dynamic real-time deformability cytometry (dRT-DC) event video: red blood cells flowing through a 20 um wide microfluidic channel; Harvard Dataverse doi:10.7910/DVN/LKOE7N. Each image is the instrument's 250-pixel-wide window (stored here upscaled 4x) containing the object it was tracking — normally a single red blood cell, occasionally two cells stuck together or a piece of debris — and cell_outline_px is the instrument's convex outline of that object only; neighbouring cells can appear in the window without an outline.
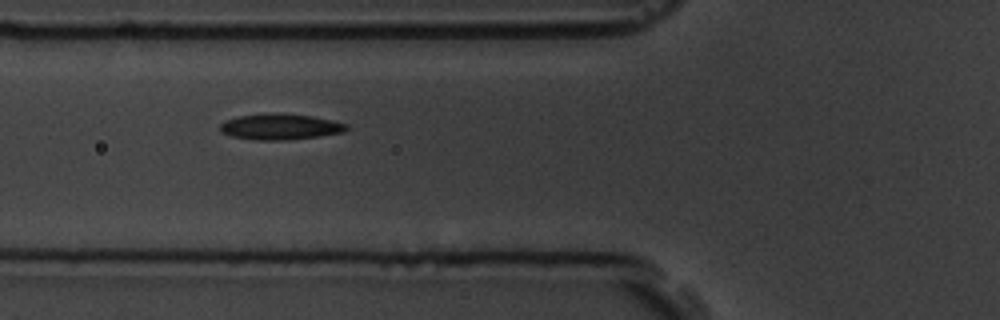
{"species": "common noctule bat (a hibernating species)", "species_latin": "Nyctalus noctula", "temperature_condition": "room temperature", "stored_images_in_passage": 5, "camera_frame_rate_fps": 3000, "um_per_image_px": 0.085, "animal": {"sex": "male", "body_mass_g": 19.5, "forearm_length_mm": 54.6}, "frame": {"image": 1, "passage_image": 2, "time_ms": 1.0, "image_size_px": [1000, 320], "cell_outline_px": [[348, 128], [344, 132], [320, 136], [284, 140], [256, 140], [232, 136], [220, 132], [220, 124], [224, 120], [240, 116], [276, 112], [312, 116], [332, 120], [348, 124]], "centroid_in_image_um": [23.82, 10.77], "position_along_channel_um": 102.0, "area_um2": 19.13}}
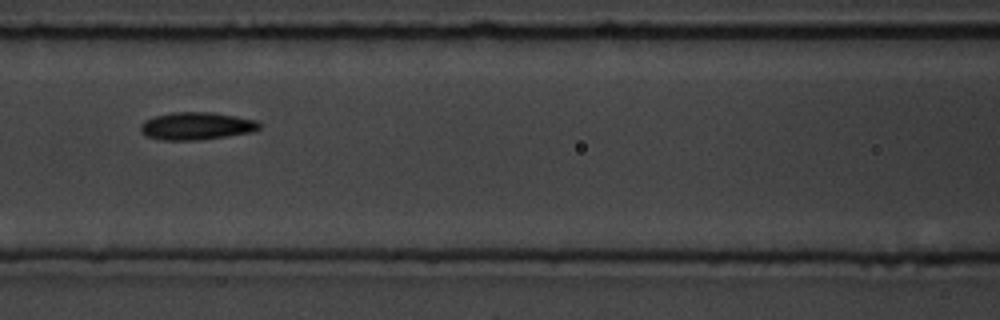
{"frame": {"image": 2, "passage_image": 3, "time_ms": 2.333, "image_size_px": [1000, 320], "cell_outline_px": [[260, 128], [252, 132], [228, 136], [200, 140], [164, 140], [144, 136], [140, 132], [140, 124], [144, 120], [156, 116], [172, 112], [212, 112], [236, 116], [256, 120], [260, 124]], "centroid_in_image_um": [16.67, 10.71], "position_along_channel_um": 149.9, "area_um2": 19.25}}
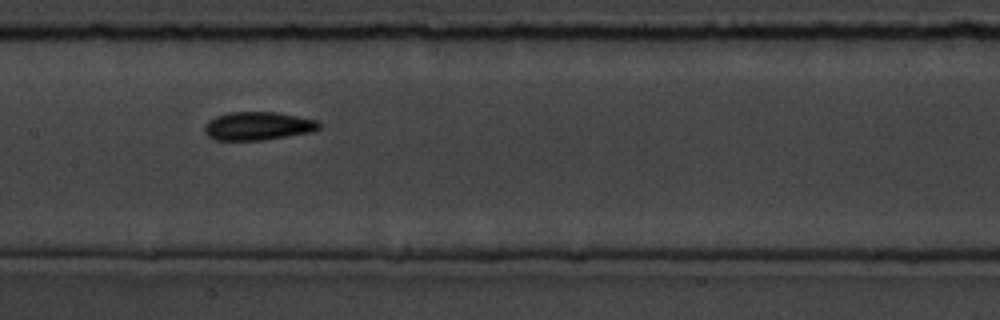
{"frame": {"image": 3, "passage_image": 4, "time_ms": 3.333, "image_size_px": [1000, 320], "cell_outline_px": [[320, 128], [312, 132], [264, 140], [216, 140], [208, 136], [204, 132], [204, 124], [208, 120], [216, 116], [228, 112], [276, 112], [320, 120]], "centroid_in_image_um": [21.93, 10.7], "position_along_channel_um": 185.5, "area_um2": 19.13}}